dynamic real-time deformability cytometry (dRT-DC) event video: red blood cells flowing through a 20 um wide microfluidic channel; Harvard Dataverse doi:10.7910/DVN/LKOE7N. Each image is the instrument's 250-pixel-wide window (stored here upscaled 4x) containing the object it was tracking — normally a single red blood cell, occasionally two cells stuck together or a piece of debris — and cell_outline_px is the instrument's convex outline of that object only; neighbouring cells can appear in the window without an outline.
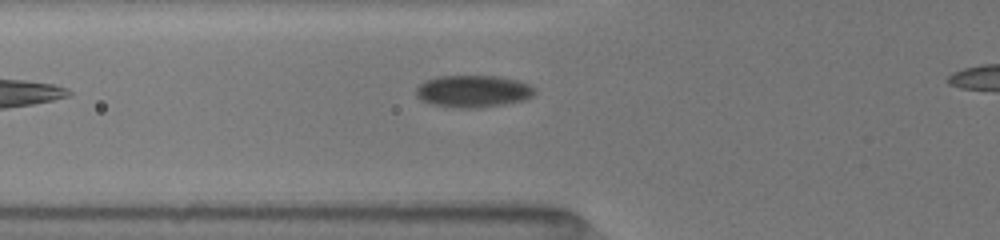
{"species": "common noctule bat (a hibernating species)", "species_latin": "Nyctalus noctula", "temperature_condition": "room temperature", "stored_images_in_passage": 27, "camera_frame_rate_fps": 3000, "um_per_image_px": 0.085, "animal": {"sex": "female", "body_mass_g": 19.5, "forearm_length_mm": 54.1}, "frame": {"image": 1, "passage_image": 2, "time_ms": 0.333, "image_size_px": [1000, 240], "cell_outline_px": [[536, 92], [532, 96], [524, 100], [504, 104], [476, 108], [456, 108], [432, 104], [420, 100], [416, 96], [416, 88], [420, 84], [436, 76], [500, 76], [516, 80], [528, 84], [536, 88]], "centroid_in_image_um": [40.22, 7.76], "position_along_channel_um": 85.6, "area_um2": 22.25}}
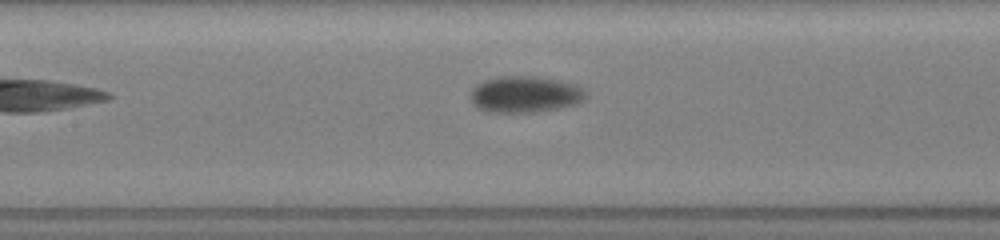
{"frame": {"image": 2, "passage_image": 8, "time_ms": 2.333, "image_size_px": [1000, 240], "cell_outline_px": [[588, 96], [584, 100], [576, 104], [536, 112], [488, 112], [472, 104], [468, 96], [472, 88], [476, 84], [484, 80], [500, 76], [532, 76], [560, 80], [576, 84], [588, 92]], "centroid_in_image_um": [44.62, 8.01], "position_along_channel_um": 162.8, "area_um2": 24.8}}
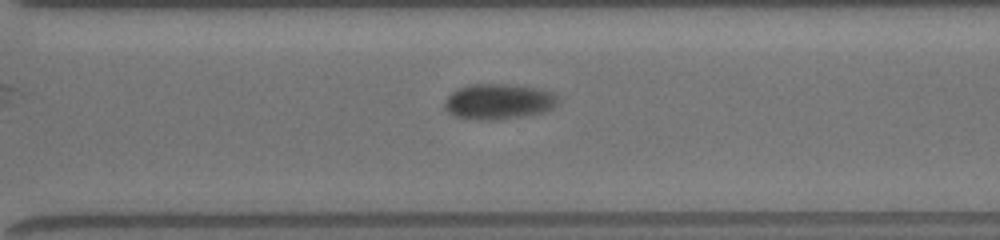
{"frame": {"image": 3, "passage_image": 21, "time_ms": 6.667, "image_size_px": [1000, 240], "cell_outline_px": [[560, 104], [544, 112], [524, 116], [496, 120], [472, 120], [456, 116], [444, 104], [444, 100], [456, 88], [468, 84], [516, 84], [544, 88], [552, 92], [560, 100]], "centroid_in_image_um": [42.45, 8.61], "position_along_channel_um": 328.2, "area_um2": 23.93}}